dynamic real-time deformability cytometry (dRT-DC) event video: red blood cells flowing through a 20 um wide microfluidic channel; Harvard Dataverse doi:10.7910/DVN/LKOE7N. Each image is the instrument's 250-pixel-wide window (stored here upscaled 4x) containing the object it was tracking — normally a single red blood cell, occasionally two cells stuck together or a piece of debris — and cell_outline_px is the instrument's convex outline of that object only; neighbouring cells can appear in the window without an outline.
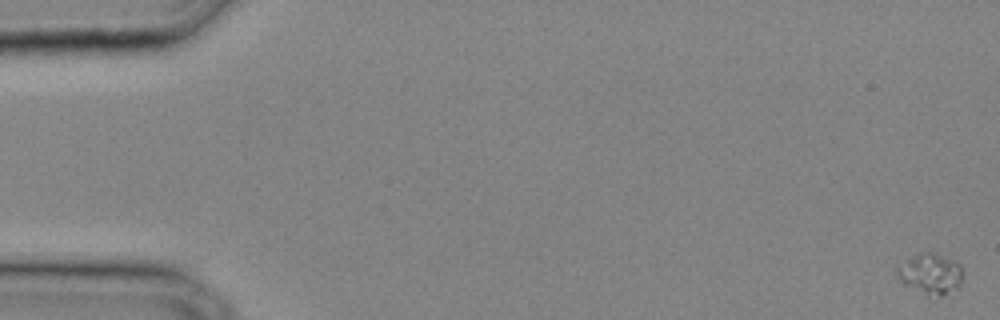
{"species": "common noctule bat (a hibernating species)", "species_latin": "Nyctalus noctula", "temperature_condition": "cold", "stored_images_in_passage": 11, "camera_frame_rate_fps": 3000, "um_per_image_px": 0.085, "animal": {"sex": "male", "body_mass_g": 20.4}, "frame": {"image": 1, "passage_image": 1, "time_ms": 0.0, "image_size_px": [1000, 320], "cell_outline_px": [[960, 288], [940, 296], [928, 296], [904, 284], [896, 276], [896, 264], [920, 252], [932, 252], [952, 260], [960, 264]], "centroid_in_image_um": [79.03, 23.27], "position_along_channel_um": 6.0, "area_um2": 15.61}}
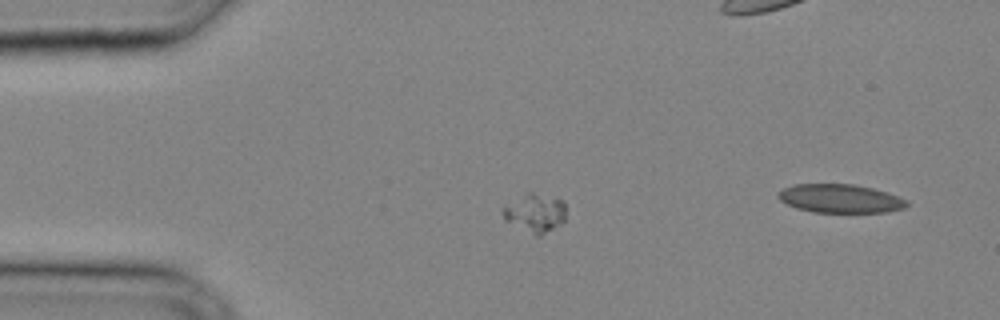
{"frame": {"image": 2, "passage_image": 9, "time_ms": 2.667, "image_size_px": [1000, 320], "cell_outline_px": [[564, 220], [540, 236], [536, 236], [504, 220], [504, 204], [528, 192], [532, 192], [564, 200]], "centroid_in_image_um": [45.45, 18.08], "position_along_channel_um": 39.5, "area_um2": 13.87}}